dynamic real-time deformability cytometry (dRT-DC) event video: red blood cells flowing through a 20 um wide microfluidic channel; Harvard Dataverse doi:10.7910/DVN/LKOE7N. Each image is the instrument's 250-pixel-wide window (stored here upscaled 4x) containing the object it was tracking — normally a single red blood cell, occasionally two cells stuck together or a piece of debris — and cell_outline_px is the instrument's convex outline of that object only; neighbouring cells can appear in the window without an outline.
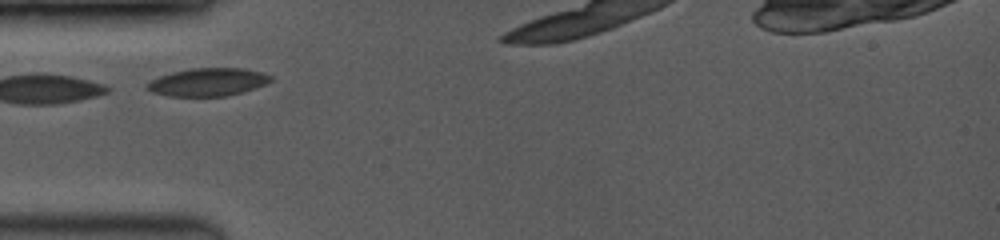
{"species": "common noctule bat (a hibernating species)", "species_latin": "Nyctalus noctula", "temperature_condition": "room temperature", "stored_images_in_passage": 6, "camera_frame_rate_fps": 3500, "um_per_image_px": 0.085, "animal": {"sex": "female", "body_mass_g": 19.0, "forearm_length_mm": 53.3}, "frame": {"image": 1, "passage_image": 1, "time_ms": 0.0, "image_size_px": [1000, 240], "cell_outline_px": [[272, 80], [256, 88], [228, 96], [168, 96], [152, 92], [144, 88], [144, 84], [160, 76], [172, 72], [188, 68], [244, 68], [260, 72], [272, 76]], "centroid_in_image_um": [17.64, 6.98], "position_along_channel_um": 67.4, "area_um2": 20.23}}